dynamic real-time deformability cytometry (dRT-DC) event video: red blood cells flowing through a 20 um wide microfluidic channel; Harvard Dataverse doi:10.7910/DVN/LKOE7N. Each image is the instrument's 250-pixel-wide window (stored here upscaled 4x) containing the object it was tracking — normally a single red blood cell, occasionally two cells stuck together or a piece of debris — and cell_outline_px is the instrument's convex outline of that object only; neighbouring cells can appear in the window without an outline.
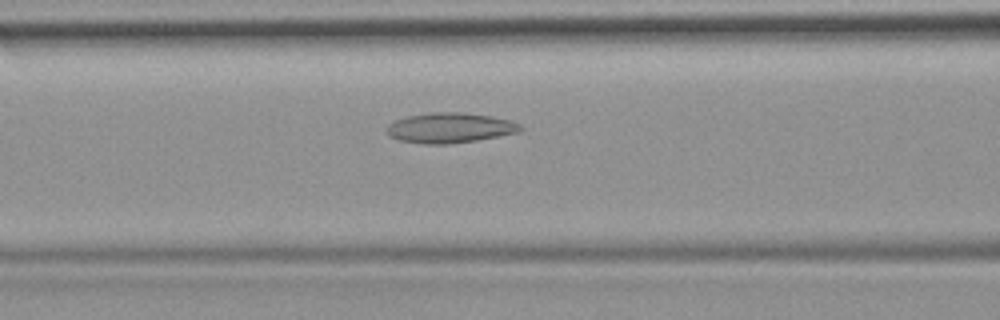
{"species": "common noctule bat (a hibernating species)", "species_latin": "Nyctalus noctula", "temperature_condition": "room temperature", "stored_images_in_passage": 36, "camera_frame_rate_fps": 3000, "um_per_image_px": 0.085, "animal": {"sex": "female", "body_mass_g": 19.9}, "frame": {"image": 1, "passage_image": 5, "time_ms": 1.333, "image_size_px": [1000, 320], "cell_outline_px": [[524, 128], [520, 132], [476, 140], [448, 144], [420, 144], [400, 140], [388, 136], [388, 124], [396, 120], [408, 116], [432, 112], [460, 112], [492, 116], [512, 120], [520, 124]], "centroid_in_image_um": [38.27, 10.86], "position_along_channel_um": 128.3, "area_um2": 23.52}}
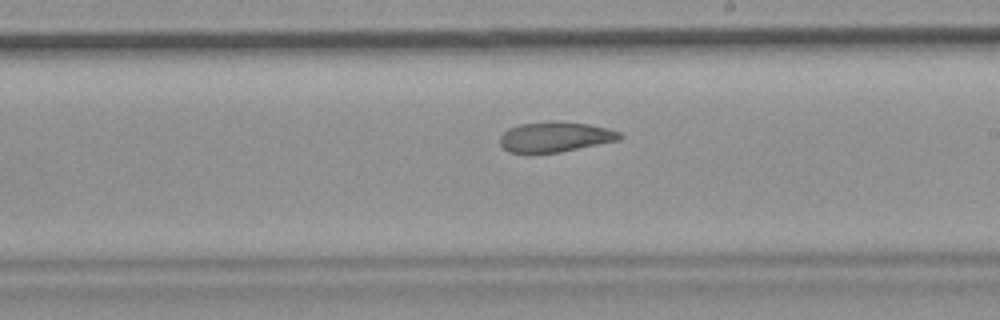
{"frame": {"image": 2, "passage_image": 14, "time_ms": 4.333, "image_size_px": [1000, 320], "cell_outline_px": [[624, 136], [620, 140], [560, 152], [508, 152], [500, 144], [500, 136], [508, 128], [520, 124], [552, 120], [556, 120], [588, 124], [608, 128], [620, 132]], "centroid_in_image_um": [47.22, 11.61], "position_along_channel_um": 241.8, "area_um2": 21.15}}
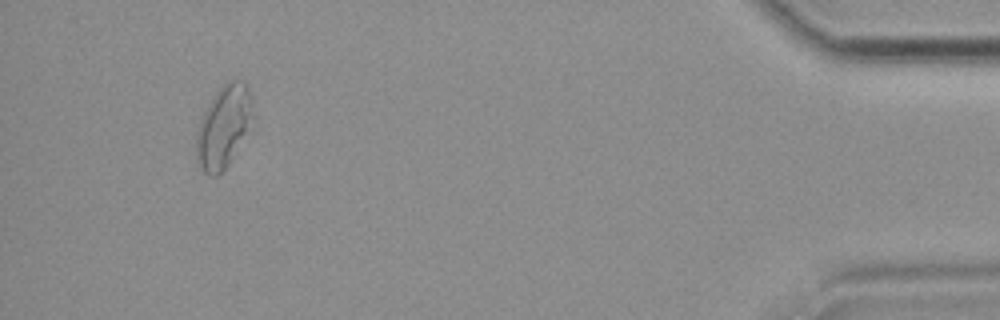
{"frame": {"image": 3, "passage_image": 33, "time_ms": 10.667, "image_size_px": [1000, 320], "cell_outline_px": [[252, 112], [244, 132], [228, 164], [216, 176], [208, 176], [200, 168], [196, 160], [196, 132], [200, 120], [212, 96], [228, 80], [244, 80], [248, 88]], "centroid_in_image_um": [18.92, 10.76], "position_along_channel_um": 416.3, "area_um2": 26.01}}